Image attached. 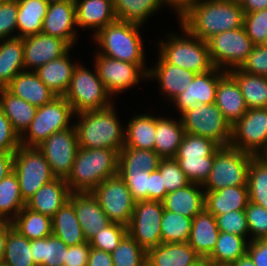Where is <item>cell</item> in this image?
<instances>
[{
  "mask_svg": "<svg viewBox=\"0 0 267 266\" xmlns=\"http://www.w3.org/2000/svg\"><path fill=\"white\" fill-rule=\"evenodd\" d=\"M163 203L154 200L135 202L127 233L144 249L157 247L162 243L161 219Z\"/></svg>",
  "mask_w": 267,
  "mask_h": 266,
  "instance_id": "12",
  "label": "cell"
},
{
  "mask_svg": "<svg viewBox=\"0 0 267 266\" xmlns=\"http://www.w3.org/2000/svg\"><path fill=\"white\" fill-rule=\"evenodd\" d=\"M94 65L100 80L107 91L114 97L127 89L148 81V74L137 64L116 60L94 52Z\"/></svg>",
  "mask_w": 267,
  "mask_h": 266,
  "instance_id": "13",
  "label": "cell"
},
{
  "mask_svg": "<svg viewBox=\"0 0 267 266\" xmlns=\"http://www.w3.org/2000/svg\"><path fill=\"white\" fill-rule=\"evenodd\" d=\"M118 163L117 150L79 147L65 181L71 193L92 192L104 180L118 174Z\"/></svg>",
  "mask_w": 267,
  "mask_h": 266,
  "instance_id": "3",
  "label": "cell"
},
{
  "mask_svg": "<svg viewBox=\"0 0 267 266\" xmlns=\"http://www.w3.org/2000/svg\"><path fill=\"white\" fill-rule=\"evenodd\" d=\"M17 14V0H6L0 4V40L17 37Z\"/></svg>",
  "mask_w": 267,
  "mask_h": 266,
  "instance_id": "56",
  "label": "cell"
},
{
  "mask_svg": "<svg viewBox=\"0 0 267 266\" xmlns=\"http://www.w3.org/2000/svg\"><path fill=\"white\" fill-rule=\"evenodd\" d=\"M71 48L62 57L51 60L42 65L35 73L39 79L57 96L63 97L70 85L73 70L78 64L76 61L72 62L70 57Z\"/></svg>",
  "mask_w": 267,
  "mask_h": 266,
  "instance_id": "26",
  "label": "cell"
},
{
  "mask_svg": "<svg viewBox=\"0 0 267 266\" xmlns=\"http://www.w3.org/2000/svg\"><path fill=\"white\" fill-rule=\"evenodd\" d=\"M13 171L19 180L20 193L25 202L40 187L55 179L48 161L37 147L20 146L14 152Z\"/></svg>",
  "mask_w": 267,
  "mask_h": 266,
  "instance_id": "10",
  "label": "cell"
},
{
  "mask_svg": "<svg viewBox=\"0 0 267 266\" xmlns=\"http://www.w3.org/2000/svg\"><path fill=\"white\" fill-rule=\"evenodd\" d=\"M126 234V226L112 222L97 232L88 242L92 248L112 253Z\"/></svg>",
  "mask_w": 267,
  "mask_h": 266,
  "instance_id": "50",
  "label": "cell"
},
{
  "mask_svg": "<svg viewBox=\"0 0 267 266\" xmlns=\"http://www.w3.org/2000/svg\"><path fill=\"white\" fill-rule=\"evenodd\" d=\"M259 156L267 162V148Z\"/></svg>",
  "mask_w": 267,
  "mask_h": 266,
  "instance_id": "69",
  "label": "cell"
},
{
  "mask_svg": "<svg viewBox=\"0 0 267 266\" xmlns=\"http://www.w3.org/2000/svg\"><path fill=\"white\" fill-rule=\"evenodd\" d=\"M193 218L164 210L161 219L162 243L188 242Z\"/></svg>",
  "mask_w": 267,
  "mask_h": 266,
  "instance_id": "46",
  "label": "cell"
},
{
  "mask_svg": "<svg viewBox=\"0 0 267 266\" xmlns=\"http://www.w3.org/2000/svg\"><path fill=\"white\" fill-rule=\"evenodd\" d=\"M158 170L163 177V186H165L167 193L183 188L191 183L175 158H161Z\"/></svg>",
  "mask_w": 267,
  "mask_h": 266,
  "instance_id": "51",
  "label": "cell"
},
{
  "mask_svg": "<svg viewBox=\"0 0 267 266\" xmlns=\"http://www.w3.org/2000/svg\"><path fill=\"white\" fill-rule=\"evenodd\" d=\"M215 104L231 126L248 111L237 81L228 72L218 81Z\"/></svg>",
  "mask_w": 267,
  "mask_h": 266,
  "instance_id": "23",
  "label": "cell"
},
{
  "mask_svg": "<svg viewBox=\"0 0 267 266\" xmlns=\"http://www.w3.org/2000/svg\"><path fill=\"white\" fill-rule=\"evenodd\" d=\"M149 174L144 170H118L135 201L148 200Z\"/></svg>",
  "mask_w": 267,
  "mask_h": 266,
  "instance_id": "53",
  "label": "cell"
},
{
  "mask_svg": "<svg viewBox=\"0 0 267 266\" xmlns=\"http://www.w3.org/2000/svg\"><path fill=\"white\" fill-rule=\"evenodd\" d=\"M80 63L75 66L69 88L63 96L74 114L112 106L113 97L100 80L96 67L90 70Z\"/></svg>",
  "mask_w": 267,
  "mask_h": 266,
  "instance_id": "6",
  "label": "cell"
},
{
  "mask_svg": "<svg viewBox=\"0 0 267 266\" xmlns=\"http://www.w3.org/2000/svg\"><path fill=\"white\" fill-rule=\"evenodd\" d=\"M219 148L220 145L210 138L185 133L175 157L214 156Z\"/></svg>",
  "mask_w": 267,
  "mask_h": 266,
  "instance_id": "48",
  "label": "cell"
},
{
  "mask_svg": "<svg viewBox=\"0 0 267 266\" xmlns=\"http://www.w3.org/2000/svg\"><path fill=\"white\" fill-rule=\"evenodd\" d=\"M92 194L111 222L129 225L136 201L118 174L100 183Z\"/></svg>",
  "mask_w": 267,
  "mask_h": 266,
  "instance_id": "14",
  "label": "cell"
},
{
  "mask_svg": "<svg viewBox=\"0 0 267 266\" xmlns=\"http://www.w3.org/2000/svg\"><path fill=\"white\" fill-rule=\"evenodd\" d=\"M112 106L74 115L79 147L87 149L111 148L121 151L125 144V125Z\"/></svg>",
  "mask_w": 267,
  "mask_h": 266,
  "instance_id": "2",
  "label": "cell"
},
{
  "mask_svg": "<svg viewBox=\"0 0 267 266\" xmlns=\"http://www.w3.org/2000/svg\"><path fill=\"white\" fill-rule=\"evenodd\" d=\"M156 116L154 150L161 158H174L185 135L182 121L180 117Z\"/></svg>",
  "mask_w": 267,
  "mask_h": 266,
  "instance_id": "30",
  "label": "cell"
},
{
  "mask_svg": "<svg viewBox=\"0 0 267 266\" xmlns=\"http://www.w3.org/2000/svg\"><path fill=\"white\" fill-rule=\"evenodd\" d=\"M248 202V186H233L217 191H205V209L214 216L230 211L245 210Z\"/></svg>",
  "mask_w": 267,
  "mask_h": 266,
  "instance_id": "31",
  "label": "cell"
},
{
  "mask_svg": "<svg viewBox=\"0 0 267 266\" xmlns=\"http://www.w3.org/2000/svg\"><path fill=\"white\" fill-rule=\"evenodd\" d=\"M166 188L163 186V177L157 169L149 174L148 200L163 201L166 196Z\"/></svg>",
  "mask_w": 267,
  "mask_h": 266,
  "instance_id": "61",
  "label": "cell"
},
{
  "mask_svg": "<svg viewBox=\"0 0 267 266\" xmlns=\"http://www.w3.org/2000/svg\"><path fill=\"white\" fill-rule=\"evenodd\" d=\"M25 71L22 37L0 40V88H5L20 72Z\"/></svg>",
  "mask_w": 267,
  "mask_h": 266,
  "instance_id": "33",
  "label": "cell"
},
{
  "mask_svg": "<svg viewBox=\"0 0 267 266\" xmlns=\"http://www.w3.org/2000/svg\"><path fill=\"white\" fill-rule=\"evenodd\" d=\"M227 1H232V2H235V3H242L243 0H227Z\"/></svg>",
  "mask_w": 267,
  "mask_h": 266,
  "instance_id": "70",
  "label": "cell"
},
{
  "mask_svg": "<svg viewBox=\"0 0 267 266\" xmlns=\"http://www.w3.org/2000/svg\"><path fill=\"white\" fill-rule=\"evenodd\" d=\"M249 201L267 209V162L253 156L248 169Z\"/></svg>",
  "mask_w": 267,
  "mask_h": 266,
  "instance_id": "44",
  "label": "cell"
},
{
  "mask_svg": "<svg viewBox=\"0 0 267 266\" xmlns=\"http://www.w3.org/2000/svg\"><path fill=\"white\" fill-rule=\"evenodd\" d=\"M74 115L71 105L64 97H55L50 103L38 107L36 116L20 136V145L39 146L51 134L71 127Z\"/></svg>",
  "mask_w": 267,
  "mask_h": 266,
  "instance_id": "8",
  "label": "cell"
},
{
  "mask_svg": "<svg viewBox=\"0 0 267 266\" xmlns=\"http://www.w3.org/2000/svg\"><path fill=\"white\" fill-rule=\"evenodd\" d=\"M111 255L114 266H147L146 250L128 233Z\"/></svg>",
  "mask_w": 267,
  "mask_h": 266,
  "instance_id": "47",
  "label": "cell"
},
{
  "mask_svg": "<svg viewBox=\"0 0 267 266\" xmlns=\"http://www.w3.org/2000/svg\"><path fill=\"white\" fill-rule=\"evenodd\" d=\"M0 266H8L7 264H5L3 261L0 262Z\"/></svg>",
  "mask_w": 267,
  "mask_h": 266,
  "instance_id": "73",
  "label": "cell"
},
{
  "mask_svg": "<svg viewBox=\"0 0 267 266\" xmlns=\"http://www.w3.org/2000/svg\"><path fill=\"white\" fill-rule=\"evenodd\" d=\"M243 27L254 45H262L267 38V9L244 14Z\"/></svg>",
  "mask_w": 267,
  "mask_h": 266,
  "instance_id": "55",
  "label": "cell"
},
{
  "mask_svg": "<svg viewBox=\"0 0 267 266\" xmlns=\"http://www.w3.org/2000/svg\"><path fill=\"white\" fill-rule=\"evenodd\" d=\"M177 21L193 36L204 41L243 27L244 11L240 3L227 0H200Z\"/></svg>",
  "mask_w": 267,
  "mask_h": 266,
  "instance_id": "1",
  "label": "cell"
},
{
  "mask_svg": "<svg viewBox=\"0 0 267 266\" xmlns=\"http://www.w3.org/2000/svg\"><path fill=\"white\" fill-rule=\"evenodd\" d=\"M7 235H8V221H1L0 222V262L3 261Z\"/></svg>",
  "mask_w": 267,
  "mask_h": 266,
  "instance_id": "66",
  "label": "cell"
},
{
  "mask_svg": "<svg viewBox=\"0 0 267 266\" xmlns=\"http://www.w3.org/2000/svg\"><path fill=\"white\" fill-rule=\"evenodd\" d=\"M25 71H36L51 60L58 59L72 47L63 39L44 33L23 37Z\"/></svg>",
  "mask_w": 267,
  "mask_h": 266,
  "instance_id": "18",
  "label": "cell"
},
{
  "mask_svg": "<svg viewBox=\"0 0 267 266\" xmlns=\"http://www.w3.org/2000/svg\"><path fill=\"white\" fill-rule=\"evenodd\" d=\"M253 156L231 146H220L214 154V161L208 179L202 185L204 191L247 186L248 169Z\"/></svg>",
  "mask_w": 267,
  "mask_h": 266,
  "instance_id": "7",
  "label": "cell"
},
{
  "mask_svg": "<svg viewBox=\"0 0 267 266\" xmlns=\"http://www.w3.org/2000/svg\"><path fill=\"white\" fill-rule=\"evenodd\" d=\"M90 245L86 243L65 248L64 264L66 266H87Z\"/></svg>",
  "mask_w": 267,
  "mask_h": 266,
  "instance_id": "59",
  "label": "cell"
},
{
  "mask_svg": "<svg viewBox=\"0 0 267 266\" xmlns=\"http://www.w3.org/2000/svg\"><path fill=\"white\" fill-rule=\"evenodd\" d=\"M142 25L116 20L100 29L93 40L98 54L139 65L147 74Z\"/></svg>",
  "mask_w": 267,
  "mask_h": 266,
  "instance_id": "4",
  "label": "cell"
},
{
  "mask_svg": "<svg viewBox=\"0 0 267 266\" xmlns=\"http://www.w3.org/2000/svg\"><path fill=\"white\" fill-rule=\"evenodd\" d=\"M0 110L9 119L14 131L21 136L36 116L38 108L14 96L6 88H0Z\"/></svg>",
  "mask_w": 267,
  "mask_h": 266,
  "instance_id": "32",
  "label": "cell"
},
{
  "mask_svg": "<svg viewBox=\"0 0 267 266\" xmlns=\"http://www.w3.org/2000/svg\"><path fill=\"white\" fill-rule=\"evenodd\" d=\"M161 157L155 150L123 147L119 152L118 170H144L152 172L158 169Z\"/></svg>",
  "mask_w": 267,
  "mask_h": 266,
  "instance_id": "45",
  "label": "cell"
},
{
  "mask_svg": "<svg viewBox=\"0 0 267 266\" xmlns=\"http://www.w3.org/2000/svg\"><path fill=\"white\" fill-rule=\"evenodd\" d=\"M214 266H231V265H214Z\"/></svg>",
  "mask_w": 267,
  "mask_h": 266,
  "instance_id": "74",
  "label": "cell"
},
{
  "mask_svg": "<svg viewBox=\"0 0 267 266\" xmlns=\"http://www.w3.org/2000/svg\"><path fill=\"white\" fill-rule=\"evenodd\" d=\"M230 146L254 156L267 148V108L248 109L232 125Z\"/></svg>",
  "mask_w": 267,
  "mask_h": 266,
  "instance_id": "16",
  "label": "cell"
},
{
  "mask_svg": "<svg viewBox=\"0 0 267 266\" xmlns=\"http://www.w3.org/2000/svg\"><path fill=\"white\" fill-rule=\"evenodd\" d=\"M153 67H148L147 79H155L159 84L161 95L170 103L177 95L185 91L197 73L167 63L159 54Z\"/></svg>",
  "mask_w": 267,
  "mask_h": 266,
  "instance_id": "20",
  "label": "cell"
},
{
  "mask_svg": "<svg viewBox=\"0 0 267 266\" xmlns=\"http://www.w3.org/2000/svg\"><path fill=\"white\" fill-rule=\"evenodd\" d=\"M225 73L226 71L214 67L206 73L197 74L187 89L177 95L170 104L175 106L174 109L180 116L198 104L215 103L218 81Z\"/></svg>",
  "mask_w": 267,
  "mask_h": 266,
  "instance_id": "19",
  "label": "cell"
},
{
  "mask_svg": "<svg viewBox=\"0 0 267 266\" xmlns=\"http://www.w3.org/2000/svg\"><path fill=\"white\" fill-rule=\"evenodd\" d=\"M182 34H166V39H159L158 54L170 64L195 72L206 73L214 68L206 41L193 36L183 25L179 23Z\"/></svg>",
  "mask_w": 267,
  "mask_h": 266,
  "instance_id": "5",
  "label": "cell"
},
{
  "mask_svg": "<svg viewBox=\"0 0 267 266\" xmlns=\"http://www.w3.org/2000/svg\"><path fill=\"white\" fill-rule=\"evenodd\" d=\"M69 201L74 206L76 217L87 241L112 223L92 192L71 193Z\"/></svg>",
  "mask_w": 267,
  "mask_h": 266,
  "instance_id": "21",
  "label": "cell"
},
{
  "mask_svg": "<svg viewBox=\"0 0 267 266\" xmlns=\"http://www.w3.org/2000/svg\"><path fill=\"white\" fill-rule=\"evenodd\" d=\"M37 148L48 161L53 176L66 180L72 170L79 148L74 124L67 129L51 134Z\"/></svg>",
  "mask_w": 267,
  "mask_h": 266,
  "instance_id": "15",
  "label": "cell"
},
{
  "mask_svg": "<svg viewBox=\"0 0 267 266\" xmlns=\"http://www.w3.org/2000/svg\"><path fill=\"white\" fill-rule=\"evenodd\" d=\"M240 69L249 74L267 76V48L263 45H254Z\"/></svg>",
  "mask_w": 267,
  "mask_h": 266,
  "instance_id": "57",
  "label": "cell"
},
{
  "mask_svg": "<svg viewBox=\"0 0 267 266\" xmlns=\"http://www.w3.org/2000/svg\"><path fill=\"white\" fill-rule=\"evenodd\" d=\"M78 29H91L93 36L102 28L115 22L113 0H74Z\"/></svg>",
  "mask_w": 267,
  "mask_h": 266,
  "instance_id": "22",
  "label": "cell"
},
{
  "mask_svg": "<svg viewBox=\"0 0 267 266\" xmlns=\"http://www.w3.org/2000/svg\"><path fill=\"white\" fill-rule=\"evenodd\" d=\"M248 243L243 236L220 232L215 248L207 258L214 265H231L247 254Z\"/></svg>",
  "mask_w": 267,
  "mask_h": 266,
  "instance_id": "40",
  "label": "cell"
},
{
  "mask_svg": "<svg viewBox=\"0 0 267 266\" xmlns=\"http://www.w3.org/2000/svg\"><path fill=\"white\" fill-rule=\"evenodd\" d=\"M205 191L202 185L190 183L189 185L168 192L162 201L164 210L194 218L204 208Z\"/></svg>",
  "mask_w": 267,
  "mask_h": 266,
  "instance_id": "27",
  "label": "cell"
},
{
  "mask_svg": "<svg viewBox=\"0 0 267 266\" xmlns=\"http://www.w3.org/2000/svg\"><path fill=\"white\" fill-rule=\"evenodd\" d=\"M12 227L27 239L36 240L52 235V218L26 206L11 221Z\"/></svg>",
  "mask_w": 267,
  "mask_h": 266,
  "instance_id": "39",
  "label": "cell"
},
{
  "mask_svg": "<svg viewBox=\"0 0 267 266\" xmlns=\"http://www.w3.org/2000/svg\"><path fill=\"white\" fill-rule=\"evenodd\" d=\"M228 73L237 81L248 109L267 108V76L249 74L240 68Z\"/></svg>",
  "mask_w": 267,
  "mask_h": 266,
  "instance_id": "36",
  "label": "cell"
},
{
  "mask_svg": "<svg viewBox=\"0 0 267 266\" xmlns=\"http://www.w3.org/2000/svg\"><path fill=\"white\" fill-rule=\"evenodd\" d=\"M219 233L215 216L204 208L192 220L188 244L201 258H207L215 248Z\"/></svg>",
  "mask_w": 267,
  "mask_h": 266,
  "instance_id": "28",
  "label": "cell"
},
{
  "mask_svg": "<svg viewBox=\"0 0 267 266\" xmlns=\"http://www.w3.org/2000/svg\"><path fill=\"white\" fill-rule=\"evenodd\" d=\"M41 32L63 39L72 48L76 46L79 30L76 24L75 1L60 0L49 3Z\"/></svg>",
  "mask_w": 267,
  "mask_h": 266,
  "instance_id": "17",
  "label": "cell"
},
{
  "mask_svg": "<svg viewBox=\"0 0 267 266\" xmlns=\"http://www.w3.org/2000/svg\"><path fill=\"white\" fill-rule=\"evenodd\" d=\"M68 246L53 234L31 240V256L37 266H61L64 264L65 248Z\"/></svg>",
  "mask_w": 267,
  "mask_h": 266,
  "instance_id": "42",
  "label": "cell"
},
{
  "mask_svg": "<svg viewBox=\"0 0 267 266\" xmlns=\"http://www.w3.org/2000/svg\"><path fill=\"white\" fill-rule=\"evenodd\" d=\"M244 14L267 9V0H243L241 3Z\"/></svg>",
  "mask_w": 267,
  "mask_h": 266,
  "instance_id": "65",
  "label": "cell"
},
{
  "mask_svg": "<svg viewBox=\"0 0 267 266\" xmlns=\"http://www.w3.org/2000/svg\"><path fill=\"white\" fill-rule=\"evenodd\" d=\"M87 266H114L112 255L109 252L101 251L90 246Z\"/></svg>",
  "mask_w": 267,
  "mask_h": 266,
  "instance_id": "62",
  "label": "cell"
},
{
  "mask_svg": "<svg viewBox=\"0 0 267 266\" xmlns=\"http://www.w3.org/2000/svg\"><path fill=\"white\" fill-rule=\"evenodd\" d=\"M247 254L255 266H267V239L249 241Z\"/></svg>",
  "mask_w": 267,
  "mask_h": 266,
  "instance_id": "60",
  "label": "cell"
},
{
  "mask_svg": "<svg viewBox=\"0 0 267 266\" xmlns=\"http://www.w3.org/2000/svg\"><path fill=\"white\" fill-rule=\"evenodd\" d=\"M5 88L14 96L29 102L37 108L50 103L57 97L34 71L18 73Z\"/></svg>",
  "mask_w": 267,
  "mask_h": 266,
  "instance_id": "25",
  "label": "cell"
},
{
  "mask_svg": "<svg viewBox=\"0 0 267 266\" xmlns=\"http://www.w3.org/2000/svg\"><path fill=\"white\" fill-rule=\"evenodd\" d=\"M191 266H214V264L208 258H199Z\"/></svg>",
  "mask_w": 267,
  "mask_h": 266,
  "instance_id": "68",
  "label": "cell"
},
{
  "mask_svg": "<svg viewBox=\"0 0 267 266\" xmlns=\"http://www.w3.org/2000/svg\"><path fill=\"white\" fill-rule=\"evenodd\" d=\"M52 234L67 246L86 243L82 227L76 217L74 206L67 201L52 217Z\"/></svg>",
  "mask_w": 267,
  "mask_h": 266,
  "instance_id": "35",
  "label": "cell"
},
{
  "mask_svg": "<svg viewBox=\"0 0 267 266\" xmlns=\"http://www.w3.org/2000/svg\"><path fill=\"white\" fill-rule=\"evenodd\" d=\"M17 175L11 172L0 181V221L11 222L25 207Z\"/></svg>",
  "mask_w": 267,
  "mask_h": 266,
  "instance_id": "41",
  "label": "cell"
},
{
  "mask_svg": "<svg viewBox=\"0 0 267 266\" xmlns=\"http://www.w3.org/2000/svg\"><path fill=\"white\" fill-rule=\"evenodd\" d=\"M31 241L16 231L8 221V235L3 262L8 266H37L31 256Z\"/></svg>",
  "mask_w": 267,
  "mask_h": 266,
  "instance_id": "43",
  "label": "cell"
},
{
  "mask_svg": "<svg viewBox=\"0 0 267 266\" xmlns=\"http://www.w3.org/2000/svg\"><path fill=\"white\" fill-rule=\"evenodd\" d=\"M215 219L220 232L243 236L249 240L245 210L226 212L215 216Z\"/></svg>",
  "mask_w": 267,
  "mask_h": 266,
  "instance_id": "54",
  "label": "cell"
},
{
  "mask_svg": "<svg viewBox=\"0 0 267 266\" xmlns=\"http://www.w3.org/2000/svg\"><path fill=\"white\" fill-rule=\"evenodd\" d=\"M71 191L64 179L55 178L40 187L25 206L30 210L53 217L69 201Z\"/></svg>",
  "mask_w": 267,
  "mask_h": 266,
  "instance_id": "24",
  "label": "cell"
},
{
  "mask_svg": "<svg viewBox=\"0 0 267 266\" xmlns=\"http://www.w3.org/2000/svg\"><path fill=\"white\" fill-rule=\"evenodd\" d=\"M179 117L185 133L210 138L220 146H230L232 126L215 103L198 104Z\"/></svg>",
  "mask_w": 267,
  "mask_h": 266,
  "instance_id": "9",
  "label": "cell"
},
{
  "mask_svg": "<svg viewBox=\"0 0 267 266\" xmlns=\"http://www.w3.org/2000/svg\"><path fill=\"white\" fill-rule=\"evenodd\" d=\"M17 1V36L23 38L41 33L49 3L45 0Z\"/></svg>",
  "mask_w": 267,
  "mask_h": 266,
  "instance_id": "37",
  "label": "cell"
},
{
  "mask_svg": "<svg viewBox=\"0 0 267 266\" xmlns=\"http://www.w3.org/2000/svg\"><path fill=\"white\" fill-rule=\"evenodd\" d=\"M231 266H255L253 260L248 254L240 257L236 262L232 263Z\"/></svg>",
  "mask_w": 267,
  "mask_h": 266,
  "instance_id": "67",
  "label": "cell"
},
{
  "mask_svg": "<svg viewBox=\"0 0 267 266\" xmlns=\"http://www.w3.org/2000/svg\"><path fill=\"white\" fill-rule=\"evenodd\" d=\"M162 7L161 0H113L117 20L142 26Z\"/></svg>",
  "mask_w": 267,
  "mask_h": 266,
  "instance_id": "38",
  "label": "cell"
},
{
  "mask_svg": "<svg viewBox=\"0 0 267 266\" xmlns=\"http://www.w3.org/2000/svg\"><path fill=\"white\" fill-rule=\"evenodd\" d=\"M265 48H267V38L266 40L264 41V43L262 44Z\"/></svg>",
  "mask_w": 267,
  "mask_h": 266,
  "instance_id": "72",
  "label": "cell"
},
{
  "mask_svg": "<svg viewBox=\"0 0 267 266\" xmlns=\"http://www.w3.org/2000/svg\"><path fill=\"white\" fill-rule=\"evenodd\" d=\"M20 146V136L14 131L6 115L0 110V152H15Z\"/></svg>",
  "mask_w": 267,
  "mask_h": 266,
  "instance_id": "58",
  "label": "cell"
},
{
  "mask_svg": "<svg viewBox=\"0 0 267 266\" xmlns=\"http://www.w3.org/2000/svg\"><path fill=\"white\" fill-rule=\"evenodd\" d=\"M199 258L188 242L161 243L146 251L147 266H191Z\"/></svg>",
  "mask_w": 267,
  "mask_h": 266,
  "instance_id": "29",
  "label": "cell"
},
{
  "mask_svg": "<svg viewBox=\"0 0 267 266\" xmlns=\"http://www.w3.org/2000/svg\"><path fill=\"white\" fill-rule=\"evenodd\" d=\"M14 152H0V181L13 172Z\"/></svg>",
  "mask_w": 267,
  "mask_h": 266,
  "instance_id": "64",
  "label": "cell"
},
{
  "mask_svg": "<svg viewBox=\"0 0 267 266\" xmlns=\"http://www.w3.org/2000/svg\"><path fill=\"white\" fill-rule=\"evenodd\" d=\"M249 241L267 239V209L252 202L245 208Z\"/></svg>",
  "mask_w": 267,
  "mask_h": 266,
  "instance_id": "52",
  "label": "cell"
},
{
  "mask_svg": "<svg viewBox=\"0 0 267 266\" xmlns=\"http://www.w3.org/2000/svg\"><path fill=\"white\" fill-rule=\"evenodd\" d=\"M207 44L213 66L226 72L240 68L254 47L244 27L219 33Z\"/></svg>",
  "mask_w": 267,
  "mask_h": 266,
  "instance_id": "11",
  "label": "cell"
},
{
  "mask_svg": "<svg viewBox=\"0 0 267 266\" xmlns=\"http://www.w3.org/2000/svg\"><path fill=\"white\" fill-rule=\"evenodd\" d=\"M45 1L48 3H51V2H56V1H60V0H45Z\"/></svg>",
  "mask_w": 267,
  "mask_h": 266,
  "instance_id": "71",
  "label": "cell"
},
{
  "mask_svg": "<svg viewBox=\"0 0 267 266\" xmlns=\"http://www.w3.org/2000/svg\"><path fill=\"white\" fill-rule=\"evenodd\" d=\"M125 125L124 147L154 150L156 116L151 113L134 114Z\"/></svg>",
  "mask_w": 267,
  "mask_h": 266,
  "instance_id": "34",
  "label": "cell"
},
{
  "mask_svg": "<svg viewBox=\"0 0 267 266\" xmlns=\"http://www.w3.org/2000/svg\"><path fill=\"white\" fill-rule=\"evenodd\" d=\"M200 0H161L163 7L171 8L176 14L177 20L182 17L192 6Z\"/></svg>",
  "mask_w": 267,
  "mask_h": 266,
  "instance_id": "63",
  "label": "cell"
},
{
  "mask_svg": "<svg viewBox=\"0 0 267 266\" xmlns=\"http://www.w3.org/2000/svg\"><path fill=\"white\" fill-rule=\"evenodd\" d=\"M191 183L203 185L212 169L214 156L174 157Z\"/></svg>",
  "mask_w": 267,
  "mask_h": 266,
  "instance_id": "49",
  "label": "cell"
}]
</instances>
